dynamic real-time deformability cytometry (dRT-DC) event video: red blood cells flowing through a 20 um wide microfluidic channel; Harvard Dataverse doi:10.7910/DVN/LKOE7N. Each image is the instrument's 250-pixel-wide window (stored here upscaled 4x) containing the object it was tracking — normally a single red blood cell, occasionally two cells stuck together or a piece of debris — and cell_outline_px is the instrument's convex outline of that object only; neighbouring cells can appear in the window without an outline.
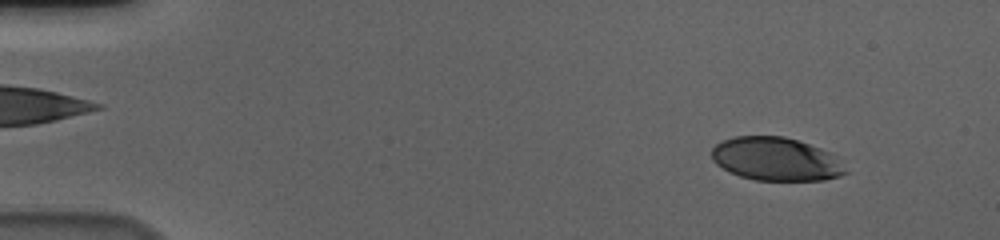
{"species": "human", "species_latin": "Homo sapiens", "temperature_condition": "cold", "stored_images_in_passage": 57, "camera_frame_rate_fps": 3000, "um_per_image_px": 0.085, "donor": {"sex": "male"}, "frame": {"image": 1, "passage_image": 6, "time_ms": 1.667, "image_size_px": [1000, 240], "cell_outline_px": [[848, 172], [840, 176], [824, 180], [756, 180], [740, 176], [716, 164], [712, 160], [712, 148], [716, 144], [724, 140], [736, 136], [784, 136], [820, 148], [828, 152]], "centroid_in_image_um": [65.91, 13.52], "position_along_channel_um": 19.1, "area_um2": 33.23}}
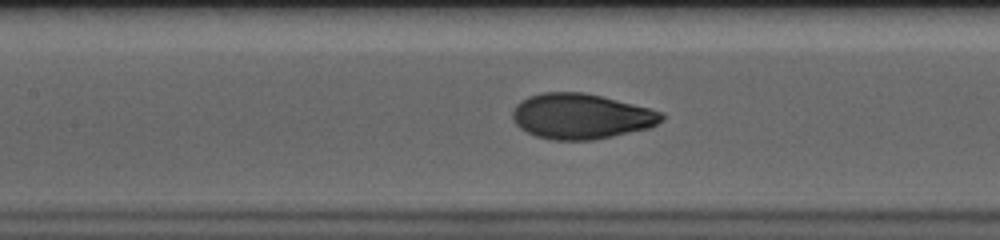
{"frame": {"image": 2, "passage_image": 27, "time_ms": 8.667, "image_size_px": [1000, 240], "cell_outline_px": [[664, 120], [648, 128], [612, 136], [592, 140], [552, 140], [536, 136], [520, 128], [516, 124], [512, 116], [512, 112], [516, 104], [520, 100], [528, 96], [544, 92], [584, 92], [664, 112]], "centroid_in_image_um": [49.37, 9.88], "position_along_channel_um": 158.0, "area_um2": 39.25}}
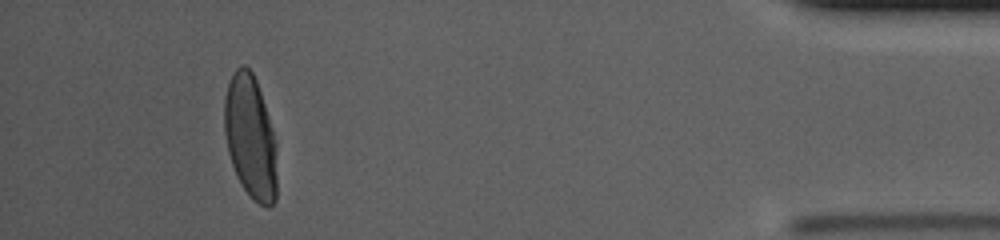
{"frame": {"image": 3, "passage_image": 53, "time_ms": 17.333, "image_size_px": [1000, 240], "cell_outline_px": [[276, 200], [268, 208], [252, 200], [236, 176], [228, 152], [224, 132], [224, 100], [228, 84], [232, 72], [240, 64], [244, 64], [252, 72], [256, 80], [276, 140]], "centroid_in_image_um": [21.27, 11.66], "position_along_channel_um": 413.9, "area_um2": 37.97}, "authors_computed_cell_mechanics": {"area_um2": 38.3792, "velocity_mm_per_s": 3.6315, "shape_relaxation_time_tau1_ms": 3.7815, "shape_relaxation_time_tau2_ms": null, "deformation_change_tau1": 0.1856, "deformation_change_tau2": null}}